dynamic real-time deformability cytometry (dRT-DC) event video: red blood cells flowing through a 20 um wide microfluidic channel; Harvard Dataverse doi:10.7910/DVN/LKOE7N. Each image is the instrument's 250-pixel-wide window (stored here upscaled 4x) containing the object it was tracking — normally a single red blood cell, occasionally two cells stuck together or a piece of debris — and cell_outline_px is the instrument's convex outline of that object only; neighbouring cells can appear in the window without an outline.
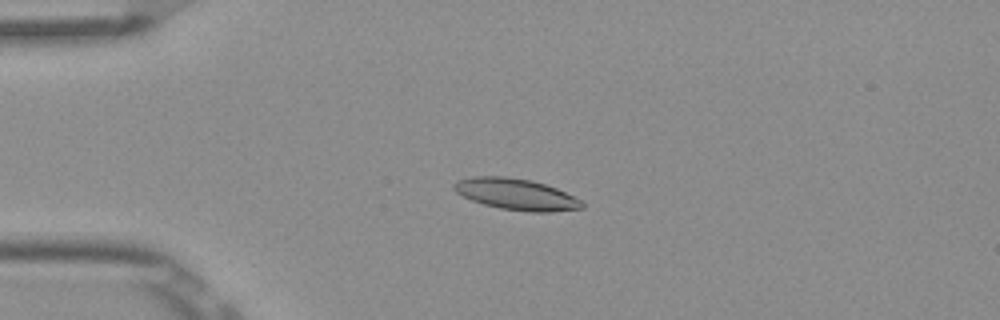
{"species": "Egyptian fruit bat (a non-hibernating species)", "species_latin": "Rousettus aegyptiacus", "temperature_condition": "room temperature", "stored_images_in_passage": 52, "camera_frame_rate_fps": 3000, "um_per_image_px": 0.085, "frame": {"image": 1, "passage_image": 12, "time_ms": 3.667, "image_size_px": [1000, 320], "cell_outline_px": [[584, 208], [552, 212], [528, 212], [500, 208], [484, 204], [472, 200], [456, 192], [452, 188], [452, 184], [456, 180], [472, 176], [504, 176], [532, 180], [556, 188], [580, 200], [584, 204]], "centroid_in_image_um": [43.84, 16.51], "position_along_channel_um": 41.2, "area_um2": 23.35}}
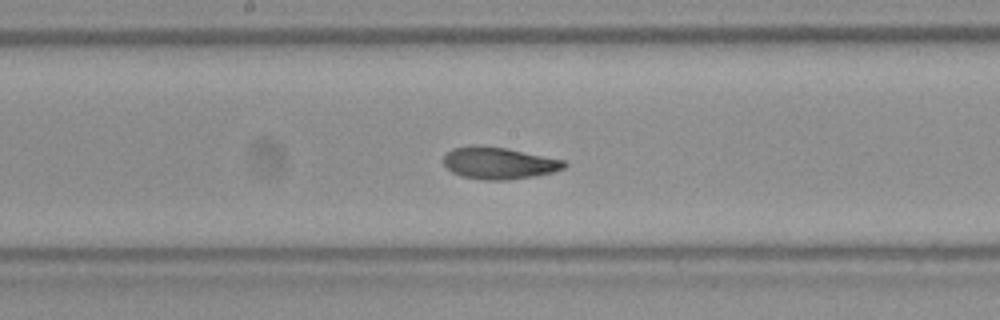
{"frame": {"image": 2, "passage_image": 27, "time_ms": 8.667, "image_size_px": [1000, 320], "cell_outline_px": [[568, 164], [564, 168], [552, 172], [536, 176], [508, 180], [484, 180], [460, 176], [452, 172], [444, 164], [444, 156], [452, 148], [472, 144], [476, 144], [508, 148], [564, 160]], "centroid_in_image_um": [42.4, 13.85], "position_along_channel_um": 205.8, "area_um2": 22.72}}
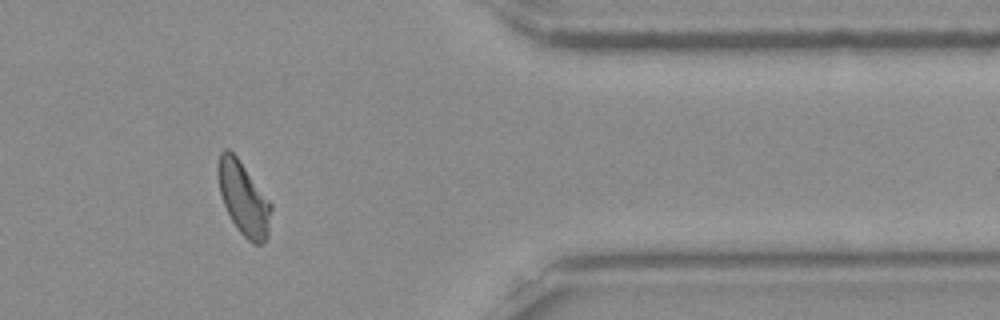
{"frame": {"image": 3, "passage_image": 43, "time_ms": 14.0, "image_size_px": [1000, 320], "cell_outline_px": [[272, 208], [268, 236], [264, 244], [252, 244], [236, 228], [224, 204], [220, 192], [216, 176], [216, 168], [220, 152], [224, 148], [228, 148], [236, 156], [272, 204]], "centroid_in_image_um": [20.69, 16.87], "position_along_channel_um": 390.7, "area_um2": 22.72}, "authors_computed_cell_mechanics": {"area_um2": 22.5998, "velocity_mm_per_s": 3.8633, "shape_relaxation_time_tau1_ms": 3.0054, "shape_relaxation_time_tau2_ms": 1.008, "deformation_change_tau1": 0.1286, "deformation_change_tau2": 0.0562}}